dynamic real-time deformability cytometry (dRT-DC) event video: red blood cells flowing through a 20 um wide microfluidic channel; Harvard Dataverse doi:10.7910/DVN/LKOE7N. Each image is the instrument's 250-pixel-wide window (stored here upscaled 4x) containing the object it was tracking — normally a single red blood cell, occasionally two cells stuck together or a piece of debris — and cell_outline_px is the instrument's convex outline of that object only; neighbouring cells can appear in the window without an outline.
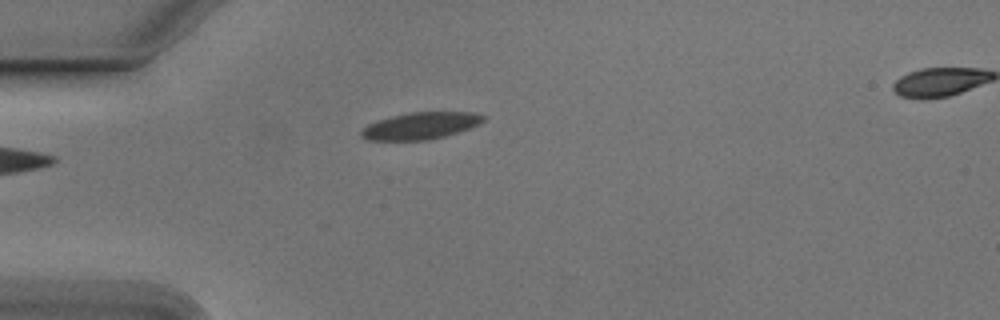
{"species": "Egyptian fruit bat (a non-hibernating species)", "species_latin": "Rousettus aegyptiacus", "temperature_condition": "cold", "stored_images_in_passage": 40, "camera_frame_rate_fps": 3000, "um_per_image_px": 0.085, "animal": {"sex": "male"}, "frame": {"image": 1, "passage_image": 1, "time_ms": 0.0, "image_size_px": [1000, 320], "cell_outline_px": [[484, 120], [468, 128], [444, 136], [428, 140], [368, 140], [360, 136], [360, 132], [368, 124], [376, 120], [408, 112], [476, 112], [484, 116]], "centroid_in_image_um": [35.69, 10.68], "position_along_channel_um": 49.3, "area_um2": 18.96}}
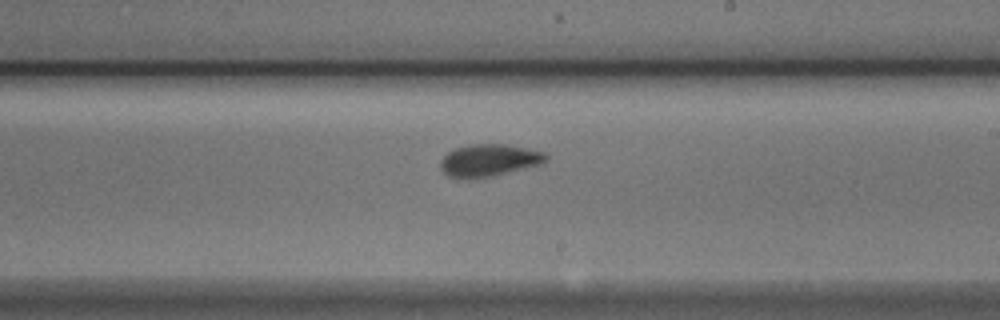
{"frame": {"image": 2, "passage_image": 18, "time_ms": 5.667, "image_size_px": [1000, 320], "cell_outline_px": [[548, 156], [540, 164], [492, 176], [448, 176], [440, 168], [440, 164], [444, 156], [448, 152], [456, 148], [468, 144], [504, 144], [544, 152]], "centroid_in_image_um": [41.56, 13.59], "position_along_channel_um": 247.4, "area_um2": 19.02}}
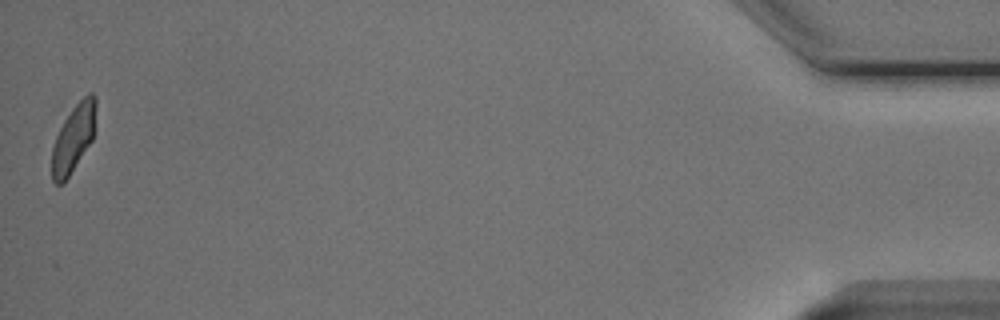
{"frame": {"image": 3, "passage_image": 40, "time_ms": 13.0, "image_size_px": [1000, 320], "cell_outline_px": [[96, 128], [92, 140], [64, 184], [56, 184], [52, 180], [52, 148], [56, 136], [64, 120], [72, 108], [88, 92], [92, 92], [96, 96]], "centroid_in_image_um": [6.27, 11.73], "position_along_channel_um": 428.9, "area_um2": 17.51}, "authors_computed_cell_mechanics": {"area_um2": 18.7561, "velocity_mm_per_s": 3.7613, "shape_relaxation_time_tau1_ms": 1.9208, "shape_relaxation_time_tau2_ms": 1.8367, "deformation_change_tau1": 0.1192, "deformation_change_tau2": 0.0605}}